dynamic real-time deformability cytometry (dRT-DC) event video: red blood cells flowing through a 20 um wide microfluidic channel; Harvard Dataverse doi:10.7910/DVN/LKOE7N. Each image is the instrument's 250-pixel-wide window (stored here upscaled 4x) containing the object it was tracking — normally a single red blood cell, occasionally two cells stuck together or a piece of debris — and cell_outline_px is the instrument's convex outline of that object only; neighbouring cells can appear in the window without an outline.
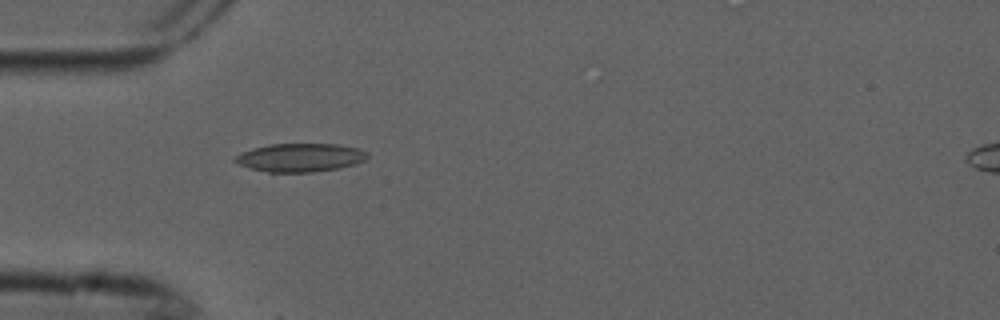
{"species": "common noctule bat (a hibernating species)", "species_latin": "Nyctalus noctula", "temperature_condition": "cold", "stored_images_in_passage": 4, "camera_frame_rate_fps": 3000, "um_per_image_px": 0.085, "animal": {"sex": "male", "forearm_length_mm": 52.5}, "frame": {"image": 1, "passage_image": 4, "time_ms": 1.0, "image_size_px": [1000, 320], "cell_outline_px": [[368, 156], [364, 160], [356, 164], [340, 168], [312, 172], [268, 172], [248, 168], [232, 160], [240, 152], [252, 148], [268, 144], [336, 144], [360, 148], [368, 152]], "centroid_in_image_um": [25.52, 13.39], "position_along_channel_um": 59.5, "area_um2": 22.08}}